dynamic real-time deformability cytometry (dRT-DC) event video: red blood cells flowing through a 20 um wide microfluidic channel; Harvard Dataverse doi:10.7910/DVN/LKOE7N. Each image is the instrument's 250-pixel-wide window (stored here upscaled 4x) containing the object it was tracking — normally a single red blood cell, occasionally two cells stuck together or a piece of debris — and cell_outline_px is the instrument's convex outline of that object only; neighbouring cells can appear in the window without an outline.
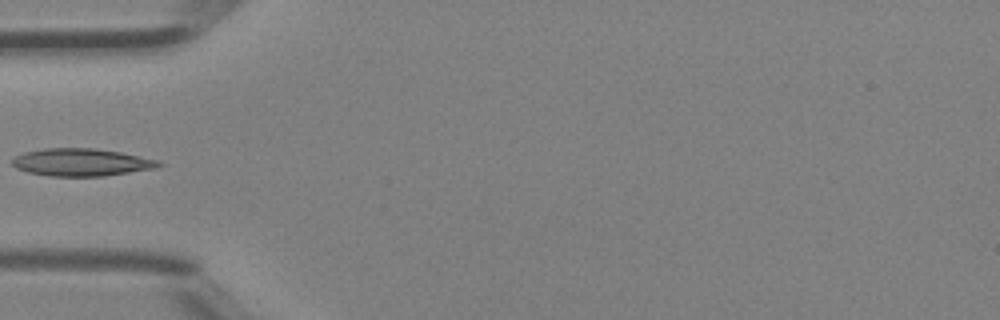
{"species": "Egyptian fruit bat (a non-hibernating species)", "species_latin": "Rousettus aegyptiacus", "temperature_condition": "room temperature", "stored_images_in_passage": 4, "camera_frame_rate_fps": 3000, "um_per_image_px": 0.085, "animal": {"sex": "female"}, "frame": {"image": 1, "passage_image": 4, "time_ms": 1.0, "image_size_px": [1000, 320], "cell_outline_px": [[164, 164], [156, 168], [104, 176], [48, 176], [28, 172], [16, 168], [12, 164], [12, 160], [16, 156], [24, 152], [44, 148], [96, 148], [120, 152], [160, 160]], "centroid_in_image_um": [6.94, 13.79], "position_along_channel_um": 78.1, "area_um2": 23.58}}